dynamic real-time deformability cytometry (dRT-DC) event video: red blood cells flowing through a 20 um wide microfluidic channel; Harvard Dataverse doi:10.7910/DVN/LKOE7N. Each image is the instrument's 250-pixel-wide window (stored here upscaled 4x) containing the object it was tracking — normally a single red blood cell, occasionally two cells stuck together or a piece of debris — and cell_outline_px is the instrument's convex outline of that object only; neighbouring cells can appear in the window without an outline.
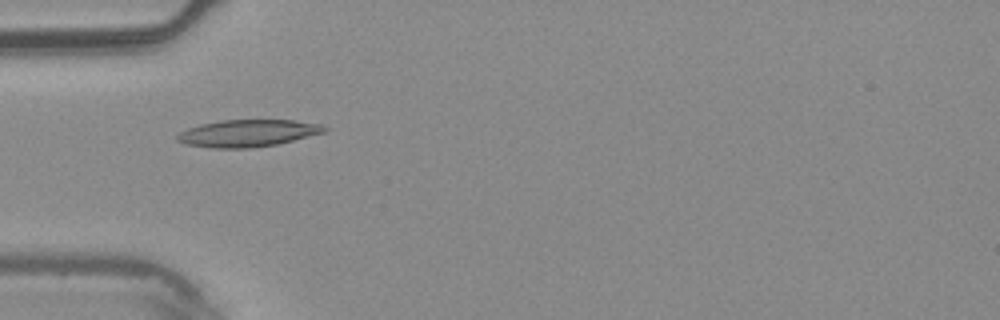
{"species": "common noctule bat (a hibernating species)", "species_latin": "Nyctalus noctula", "temperature_condition": "warm", "stored_images_in_passage": 4, "camera_frame_rate_fps": 3000, "um_per_image_px": 0.085, "animal": {"sex": "male", "body_mass_g": 20.4}, "frame": {"image": 1, "passage_image": 4, "time_ms": 1.0, "image_size_px": [1000, 320], "cell_outline_px": [[328, 132], [276, 144], [252, 148], [212, 148], [184, 144], [176, 140], [176, 136], [180, 132], [188, 128], [200, 124], [220, 120], [296, 120], [324, 124], [328, 128]], "centroid_in_image_um": [21.1, 11.32], "position_along_channel_um": 63.9, "area_um2": 23.52}}